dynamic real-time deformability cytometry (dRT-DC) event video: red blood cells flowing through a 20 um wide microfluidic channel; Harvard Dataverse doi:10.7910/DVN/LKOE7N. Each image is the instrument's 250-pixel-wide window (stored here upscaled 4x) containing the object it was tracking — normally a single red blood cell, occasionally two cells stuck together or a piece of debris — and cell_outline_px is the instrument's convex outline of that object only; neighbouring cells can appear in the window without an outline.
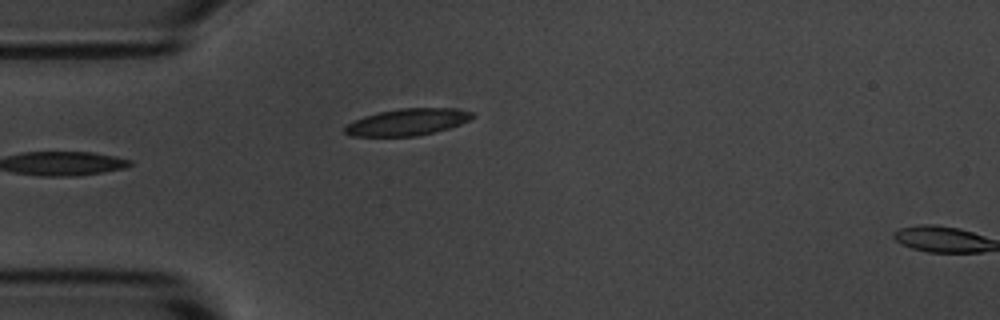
{"species": "common noctule bat (a hibernating species)", "species_latin": "Nyctalus noctula", "temperature_condition": "room temperature", "stored_images_in_passage": 2, "camera_frame_rate_fps": 3000, "um_per_image_px": 0.085, "animal": {"sex": "male", "body_mass_g": 20.1, "forearm_length_mm": 53.5}, "frame": {"image": 1, "passage_image": 2, "time_ms": 1.0, "image_size_px": [1000, 320], "cell_outline_px": [[476, 116], [460, 124], [448, 128], [416, 136], [352, 136], [344, 132], [344, 128], [348, 124], [364, 116], [380, 112], [400, 108], [456, 108], [472, 112]], "centroid_in_image_um": [34.65, 10.37], "position_along_channel_um": 50.3, "area_um2": 19.65}}